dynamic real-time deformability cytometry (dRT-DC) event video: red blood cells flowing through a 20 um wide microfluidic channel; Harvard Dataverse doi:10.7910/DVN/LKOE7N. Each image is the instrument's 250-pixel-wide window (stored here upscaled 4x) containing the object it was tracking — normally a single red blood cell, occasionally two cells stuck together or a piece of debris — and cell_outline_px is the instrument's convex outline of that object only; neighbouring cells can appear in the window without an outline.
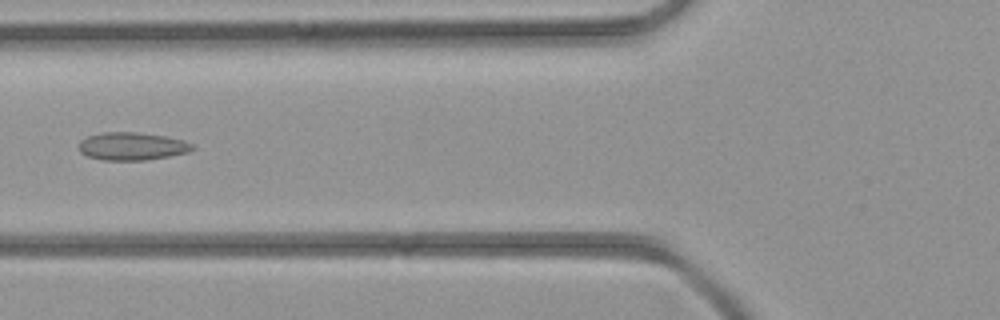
{"species": "common noctule bat (a hibernating species)", "species_latin": "Nyctalus noctula", "temperature_condition": "room temperature", "stored_images_in_passage": 42, "camera_frame_rate_fps": 3000, "um_per_image_px": 0.085, "animal": {"sex": "female", "body_mass_g": 21.9}, "frame": {"image": 1, "passage_image": 16, "time_ms": 5.0, "image_size_px": [1000, 320], "cell_outline_px": [[196, 148], [188, 152], [168, 156], [144, 160], [100, 160], [88, 156], [80, 152], [80, 140], [88, 136], [104, 132], [136, 132], [164, 136], [184, 140], [192, 144]], "centroid_in_image_um": [11.22, 12.43], "position_along_channel_um": 114.6, "area_um2": 18.32}}
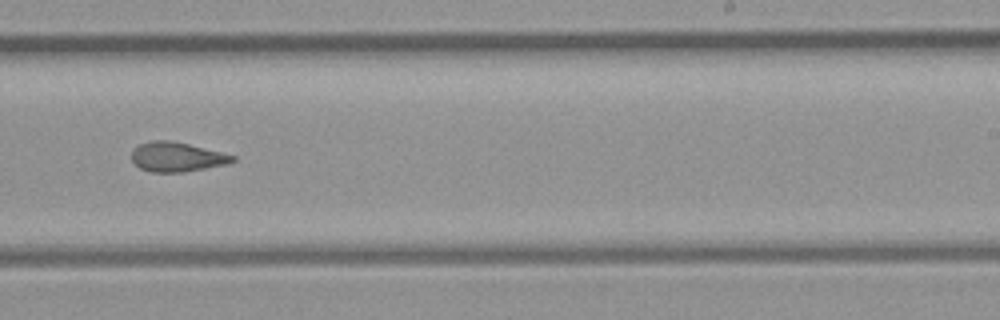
{"frame": {"image": 2, "passage_image": 26, "time_ms": 8.333, "image_size_px": [1000, 320], "cell_outline_px": [[236, 160], [228, 164], [180, 172], [152, 172], [140, 168], [132, 160], [132, 148], [140, 144], [152, 140], [168, 140], [188, 144], [236, 156]], "centroid_in_image_um": [15.01, 13.33], "position_along_channel_um": 274.0, "area_um2": 17.17}}
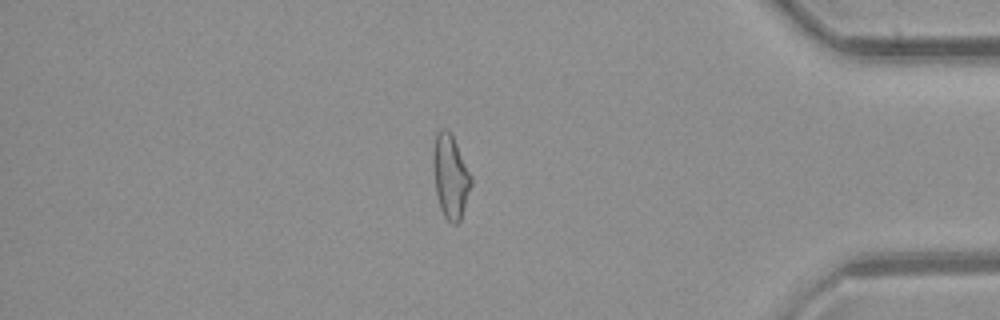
{"frame": {"image": 3, "passage_image": 36, "time_ms": 11.667, "image_size_px": [1000, 320], "cell_outline_px": [[472, 184], [460, 220], [456, 224], [452, 224], [444, 216], [440, 208], [436, 192], [432, 164], [432, 152], [436, 132], [440, 128], [444, 128], [452, 132], [472, 176]], "centroid_in_image_um": [38.28, 14.93], "position_along_channel_um": 396.9, "area_um2": 18.84}}